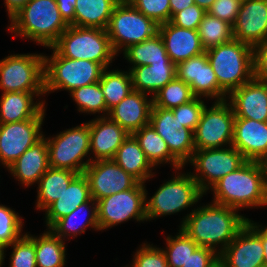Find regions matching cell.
Masks as SVG:
<instances>
[{"instance_id":"obj_4","label":"cell","mask_w":267,"mask_h":267,"mask_svg":"<svg viewBox=\"0 0 267 267\" xmlns=\"http://www.w3.org/2000/svg\"><path fill=\"white\" fill-rule=\"evenodd\" d=\"M219 86L229 95L254 77L253 47L238 40L205 51Z\"/></svg>"},{"instance_id":"obj_41","label":"cell","mask_w":267,"mask_h":267,"mask_svg":"<svg viewBox=\"0 0 267 267\" xmlns=\"http://www.w3.org/2000/svg\"><path fill=\"white\" fill-rule=\"evenodd\" d=\"M23 225L22 217L18 213L5 205H0V245L5 250L23 236Z\"/></svg>"},{"instance_id":"obj_29","label":"cell","mask_w":267,"mask_h":267,"mask_svg":"<svg viewBox=\"0 0 267 267\" xmlns=\"http://www.w3.org/2000/svg\"><path fill=\"white\" fill-rule=\"evenodd\" d=\"M81 213H84L83 217L87 215L83 221L79 219L80 215L82 216ZM83 217L81 218L83 219ZM87 227L94 228L95 231L100 230L98 226L97 202L93 198L79 205L69 215L57 220L49 230L62 240L67 238L69 241V238L85 233Z\"/></svg>"},{"instance_id":"obj_51","label":"cell","mask_w":267,"mask_h":267,"mask_svg":"<svg viewBox=\"0 0 267 267\" xmlns=\"http://www.w3.org/2000/svg\"><path fill=\"white\" fill-rule=\"evenodd\" d=\"M246 225L261 239L264 249V266L267 267V226L247 219Z\"/></svg>"},{"instance_id":"obj_32","label":"cell","mask_w":267,"mask_h":267,"mask_svg":"<svg viewBox=\"0 0 267 267\" xmlns=\"http://www.w3.org/2000/svg\"><path fill=\"white\" fill-rule=\"evenodd\" d=\"M120 0H76L74 26L107 28L113 9Z\"/></svg>"},{"instance_id":"obj_9","label":"cell","mask_w":267,"mask_h":267,"mask_svg":"<svg viewBox=\"0 0 267 267\" xmlns=\"http://www.w3.org/2000/svg\"><path fill=\"white\" fill-rule=\"evenodd\" d=\"M49 165L52 168L65 169L83 174L93 157L90 153L89 122L66 129L55 137L46 138ZM88 158L84 161V158Z\"/></svg>"},{"instance_id":"obj_27","label":"cell","mask_w":267,"mask_h":267,"mask_svg":"<svg viewBox=\"0 0 267 267\" xmlns=\"http://www.w3.org/2000/svg\"><path fill=\"white\" fill-rule=\"evenodd\" d=\"M87 177L79 174L64 190L61 196L51 203L45 211V222L48 230L57 220L69 215L79 205L91 199Z\"/></svg>"},{"instance_id":"obj_15","label":"cell","mask_w":267,"mask_h":267,"mask_svg":"<svg viewBox=\"0 0 267 267\" xmlns=\"http://www.w3.org/2000/svg\"><path fill=\"white\" fill-rule=\"evenodd\" d=\"M149 124L166 141L170 152L185 166L195 147L193 131L179 125L171 109L152 106Z\"/></svg>"},{"instance_id":"obj_33","label":"cell","mask_w":267,"mask_h":267,"mask_svg":"<svg viewBox=\"0 0 267 267\" xmlns=\"http://www.w3.org/2000/svg\"><path fill=\"white\" fill-rule=\"evenodd\" d=\"M79 174L65 169L50 167L39 179L36 208L45 210L57 200Z\"/></svg>"},{"instance_id":"obj_25","label":"cell","mask_w":267,"mask_h":267,"mask_svg":"<svg viewBox=\"0 0 267 267\" xmlns=\"http://www.w3.org/2000/svg\"><path fill=\"white\" fill-rule=\"evenodd\" d=\"M45 92H5L0 99V124L45 117V100L34 102Z\"/></svg>"},{"instance_id":"obj_36","label":"cell","mask_w":267,"mask_h":267,"mask_svg":"<svg viewBox=\"0 0 267 267\" xmlns=\"http://www.w3.org/2000/svg\"><path fill=\"white\" fill-rule=\"evenodd\" d=\"M107 69L109 68L104 69L99 82L107 110L110 111L133 90V85L129 70Z\"/></svg>"},{"instance_id":"obj_56","label":"cell","mask_w":267,"mask_h":267,"mask_svg":"<svg viewBox=\"0 0 267 267\" xmlns=\"http://www.w3.org/2000/svg\"><path fill=\"white\" fill-rule=\"evenodd\" d=\"M5 248L0 245V267H2V264L4 263V258H5Z\"/></svg>"},{"instance_id":"obj_50","label":"cell","mask_w":267,"mask_h":267,"mask_svg":"<svg viewBox=\"0 0 267 267\" xmlns=\"http://www.w3.org/2000/svg\"><path fill=\"white\" fill-rule=\"evenodd\" d=\"M61 17L71 26H74L76 0H56Z\"/></svg>"},{"instance_id":"obj_39","label":"cell","mask_w":267,"mask_h":267,"mask_svg":"<svg viewBox=\"0 0 267 267\" xmlns=\"http://www.w3.org/2000/svg\"><path fill=\"white\" fill-rule=\"evenodd\" d=\"M70 94L76 102L79 112L89 114L103 113L102 117L108 116L109 111L106 107L100 82L74 89Z\"/></svg>"},{"instance_id":"obj_16","label":"cell","mask_w":267,"mask_h":267,"mask_svg":"<svg viewBox=\"0 0 267 267\" xmlns=\"http://www.w3.org/2000/svg\"><path fill=\"white\" fill-rule=\"evenodd\" d=\"M89 182L91 197L98 200L132 189L139 181L113 159L91 162L83 173Z\"/></svg>"},{"instance_id":"obj_5","label":"cell","mask_w":267,"mask_h":267,"mask_svg":"<svg viewBox=\"0 0 267 267\" xmlns=\"http://www.w3.org/2000/svg\"><path fill=\"white\" fill-rule=\"evenodd\" d=\"M51 48L63 57L90 60L104 68H108L114 57L118 56L107 31L101 28L69 25Z\"/></svg>"},{"instance_id":"obj_40","label":"cell","mask_w":267,"mask_h":267,"mask_svg":"<svg viewBox=\"0 0 267 267\" xmlns=\"http://www.w3.org/2000/svg\"><path fill=\"white\" fill-rule=\"evenodd\" d=\"M175 237H166V254L169 267H183L190 255L199 247L183 230L179 229Z\"/></svg>"},{"instance_id":"obj_52","label":"cell","mask_w":267,"mask_h":267,"mask_svg":"<svg viewBox=\"0 0 267 267\" xmlns=\"http://www.w3.org/2000/svg\"><path fill=\"white\" fill-rule=\"evenodd\" d=\"M29 1L30 0H4L9 19L16 15Z\"/></svg>"},{"instance_id":"obj_44","label":"cell","mask_w":267,"mask_h":267,"mask_svg":"<svg viewBox=\"0 0 267 267\" xmlns=\"http://www.w3.org/2000/svg\"><path fill=\"white\" fill-rule=\"evenodd\" d=\"M201 99L202 97H195L190 102L172 109L173 115L177 117L180 126L189 128L193 132L195 131L206 106Z\"/></svg>"},{"instance_id":"obj_20","label":"cell","mask_w":267,"mask_h":267,"mask_svg":"<svg viewBox=\"0 0 267 267\" xmlns=\"http://www.w3.org/2000/svg\"><path fill=\"white\" fill-rule=\"evenodd\" d=\"M228 99L235 117L267 122V82L253 77L246 84L233 90Z\"/></svg>"},{"instance_id":"obj_14","label":"cell","mask_w":267,"mask_h":267,"mask_svg":"<svg viewBox=\"0 0 267 267\" xmlns=\"http://www.w3.org/2000/svg\"><path fill=\"white\" fill-rule=\"evenodd\" d=\"M44 118L0 124V162L7 169L44 134Z\"/></svg>"},{"instance_id":"obj_37","label":"cell","mask_w":267,"mask_h":267,"mask_svg":"<svg viewBox=\"0 0 267 267\" xmlns=\"http://www.w3.org/2000/svg\"><path fill=\"white\" fill-rule=\"evenodd\" d=\"M198 34L205 51L234 39L233 26L207 12L200 22Z\"/></svg>"},{"instance_id":"obj_55","label":"cell","mask_w":267,"mask_h":267,"mask_svg":"<svg viewBox=\"0 0 267 267\" xmlns=\"http://www.w3.org/2000/svg\"><path fill=\"white\" fill-rule=\"evenodd\" d=\"M211 267H227V265L219 257Z\"/></svg>"},{"instance_id":"obj_6","label":"cell","mask_w":267,"mask_h":267,"mask_svg":"<svg viewBox=\"0 0 267 267\" xmlns=\"http://www.w3.org/2000/svg\"><path fill=\"white\" fill-rule=\"evenodd\" d=\"M52 55H44L45 95L57 90L74 89L99 82L104 67L84 59H71L59 55L53 48Z\"/></svg>"},{"instance_id":"obj_42","label":"cell","mask_w":267,"mask_h":267,"mask_svg":"<svg viewBox=\"0 0 267 267\" xmlns=\"http://www.w3.org/2000/svg\"><path fill=\"white\" fill-rule=\"evenodd\" d=\"M8 247H13L9 267H37L35 235L25 233Z\"/></svg>"},{"instance_id":"obj_2","label":"cell","mask_w":267,"mask_h":267,"mask_svg":"<svg viewBox=\"0 0 267 267\" xmlns=\"http://www.w3.org/2000/svg\"><path fill=\"white\" fill-rule=\"evenodd\" d=\"M212 202L237 210L267 205V163L246 161L211 188Z\"/></svg>"},{"instance_id":"obj_1","label":"cell","mask_w":267,"mask_h":267,"mask_svg":"<svg viewBox=\"0 0 267 267\" xmlns=\"http://www.w3.org/2000/svg\"><path fill=\"white\" fill-rule=\"evenodd\" d=\"M191 211L181 221L180 229L199 247L211 248L219 254L234 240L248 219L238 214L240 210L215 202Z\"/></svg>"},{"instance_id":"obj_53","label":"cell","mask_w":267,"mask_h":267,"mask_svg":"<svg viewBox=\"0 0 267 267\" xmlns=\"http://www.w3.org/2000/svg\"><path fill=\"white\" fill-rule=\"evenodd\" d=\"M170 1V10L171 18L183 9L195 4L194 0H169Z\"/></svg>"},{"instance_id":"obj_7","label":"cell","mask_w":267,"mask_h":267,"mask_svg":"<svg viewBox=\"0 0 267 267\" xmlns=\"http://www.w3.org/2000/svg\"><path fill=\"white\" fill-rule=\"evenodd\" d=\"M175 171V177L162 184L148 201L146 190L147 221L181 212L197 204L203 195H206L190 172L182 174L181 171Z\"/></svg>"},{"instance_id":"obj_38","label":"cell","mask_w":267,"mask_h":267,"mask_svg":"<svg viewBox=\"0 0 267 267\" xmlns=\"http://www.w3.org/2000/svg\"><path fill=\"white\" fill-rule=\"evenodd\" d=\"M194 98L190 86L176 76L152 97V106L172 110Z\"/></svg>"},{"instance_id":"obj_45","label":"cell","mask_w":267,"mask_h":267,"mask_svg":"<svg viewBox=\"0 0 267 267\" xmlns=\"http://www.w3.org/2000/svg\"><path fill=\"white\" fill-rule=\"evenodd\" d=\"M133 257L130 267H169L163 249L150 243H143Z\"/></svg>"},{"instance_id":"obj_46","label":"cell","mask_w":267,"mask_h":267,"mask_svg":"<svg viewBox=\"0 0 267 267\" xmlns=\"http://www.w3.org/2000/svg\"><path fill=\"white\" fill-rule=\"evenodd\" d=\"M206 12L196 4H193L180 12H177L170 22L178 27L198 30L200 22Z\"/></svg>"},{"instance_id":"obj_30","label":"cell","mask_w":267,"mask_h":267,"mask_svg":"<svg viewBox=\"0 0 267 267\" xmlns=\"http://www.w3.org/2000/svg\"><path fill=\"white\" fill-rule=\"evenodd\" d=\"M113 160L141 183H145L155 175L152 172L154 167L147 160L145 153L132 134H129L118 148Z\"/></svg>"},{"instance_id":"obj_19","label":"cell","mask_w":267,"mask_h":267,"mask_svg":"<svg viewBox=\"0 0 267 267\" xmlns=\"http://www.w3.org/2000/svg\"><path fill=\"white\" fill-rule=\"evenodd\" d=\"M232 146L247 161L267 163V122L235 117Z\"/></svg>"},{"instance_id":"obj_17","label":"cell","mask_w":267,"mask_h":267,"mask_svg":"<svg viewBox=\"0 0 267 267\" xmlns=\"http://www.w3.org/2000/svg\"><path fill=\"white\" fill-rule=\"evenodd\" d=\"M176 76L190 86L195 97L227 100L228 94L219 86L206 52L179 62L176 65Z\"/></svg>"},{"instance_id":"obj_35","label":"cell","mask_w":267,"mask_h":267,"mask_svg":"<svg viewBox=\"0 0 267 267\" xmlns=\"http://www.w3.org/2000/svg\"><path fill=\"white\" fill-rule=\"evenodd\" d=\"M35 253L37 267H64L66 264L65 242L49 229L35 236Z\"/></svg>"},{"instance_id":"obj_34","label":"cell","mask_w":267,"mask_h":267,"mask_svg":"<svg viewBox=\"0 0 267 267\" xmlns=\"http://www.w3.org/2000/svg\"><path fill=\"white\" fill-rule=\"evenodd\" d=\"M123 55L132 65L130 69L151 63L172 62L159 33L141 43L130 45L123 51Z\"/></svg>"},{"instance_id":"obj_43","label":"cell","mask_w":267,"mask_h":267,"mask_svg":"<svg viewBox=\"0 0 267 267\" xmlns=\"http://www.w3.org/2000/svg\"><path fill=\"white\" fill-rule=\"evenodd\" d=\"M146 17L161 25L171 20L169 0H128Z\"/></svg>"},{"instance_id":"obj_22","label":"cell","mask_w":267,"mask_h":267,"mask_svg":"<svg viewBox=\"0 0 267 267\" xmlns=\"http://www.w3.org/2000/svg\"><path fill=\"white\" fill-rule=\"evenodd\" d=\"M90 126V151L98 160L113 159L118 148L129 136V133L118 123L107 117H98L89 121Z\"/></svg>"},{"instance_id":"obj_54","label":"cell","mask_w":267,"mask_h":267,"mask_svg":"<svg viewBox=\"0 0 267 267\" xmlns=\"http://www.w3.org/2000/svg\"><path fill=\"white\" fill-rule=\"evenodd\" d=\"M215 0H194V3L207 12Z\"/></svg>"},{"instance_id":"obj_23","label":"cell","mask_w":267,"mask_h":267,"mask_svg":"<svg viewBox=\"0 0 267 267\" xmlns=\"http://www.w3.org/2000/svg\"><path fill=\"white\" fill-rule=\"evenodd\" d=\"M152 105V97L150 99L147 94L132 90L109 111L108 117L132 134L149 125Z\"/></svg>"},{"instance_id":"obj_48","label":"cell","mask_w":267,"mask_h":267,"mask_svg":"<svg viewBox=\"0 0 267 267\" xmlns=\"http://www.w3.org/2000/svg\"><path fill=\"white\" fill-rule=\"evenodd\" d=\"M253 68L254 78L267 82V39L253 48Z\"/></svg>"},{"instance_id":"obj_18","label":"cell","mask_w":267,"mask_h":267,"mask_svg":"<svg viewBox=\"0 0 267 267\" xmlns=\"http://www.w3.org/2000/svg\"><path fill=\"white\" fill-rule=\"evenodd\" d=\"M233 37L253 48L267 39V0H242Z\"/></svg>"},{"instance_id":"obj_10","label":"cell","mask_w":267,"mask_h":267,"mask_svg":"<svg viewBox=\"0 0 267 267\" xmlns=\"http://www.w3.org/2000/svg\"><path fill=\"white\" fill-rule=\"evenodd\" d=\"M0 90L45 92L44 55L11 54L0 60Z\"/></svg>"},{"instance_id":"obj_3","label":"cell","mask_w":267,"mask_h":267,"mask_svg":"<svg viewBox=\"0 0 267 267\" xmlns=\"http://www.w3.org/2000/svg\"><path fill=\"white\" fill-rule=\"evenodd\" d=\"M9 21L8 30L16 36L51 47L68 28L56 0H30Z\"/></svg>"},{"instance_id":"obj_24","label":"cell","mask_w":267,"mask_h":267,"mask_svg":"<svg viewBox=\"0 0 267 267\" xmlns=\"http://www.w3.org/2000/svg\"><path fill=\"white\" fill-rule=\"evenodd\" d=\"M158 33L170 60L176 65L205 52L198 30L181 28L169 21L158 26Z\"/></svg>"},{"instance_id":"obj_47","label":"cell","mask_w":267,"mask_h":267,"mask_svg":"<svg viewBox=\"0 0 267 267\" xmlns=\"http://www.w3.org/2000/svg\"><path fill=\"white\" fill-rule=\"evenodd\" d=\"M241 2L242 0H215L207 13L233 26L236 22Z\"/></svg>"},{"instance_id":"obj_11","label":"cell","mask_w":267,"mask_h":267,"mask_svg":"<svg viewBox=\"0 0 267 267\" xmlns=\"http://www.w3.org/2000/svg\"><path fill=\"white\" fill-rule=\"evenodd\" d=\"M145 183L138 182L132 189L114 193L97 201L100 231L117 226L130 219L137 222L146 218Z\"/></svg>"},{"instance_id":"obj_31","label":"cell","mask_w":267,"mask_h":267,"mask_svg":"<svg viewBox=\"0 0 267 267\" xmlns=\"http://www.w3.org/2000/svg\"><path fill=\"white\" fill-rule=\"evenodd\" d=\"M153 167L169 163L174 170L185 167L171 152L166 141L149 124L132 133Z\"/></svg>"},{"instance_id":"obj_8","label":"cell","mask_w":267,"mask_h":267,"mask_svg":"<svg viewBox=\"0 0 267 267\" xmlns=\"http://www.w3.org/2000/svg\"><path fill=\"white\" fill-rule=\"evenodd\" d=\"M158 26L128 0H120L113 9L106 31L118 55L119 51H124L130 45L153 37L158 33Z\"/></svg>"},{"instance_id":"obj_21","label":"cell","mask_w":267,"mask_h":267,"mask_svg":"<svg viewBox=\"0 0 267 267\" xmlns=\"http://www.w3.org/2000/svg\"><path fill=\"white\" fill-rule=\"evenodd\" d=\"M263 252L261 239L245 225L219 257L227 267H263Z\"/></svg>"},{"instance_id":"obj_28","label":"cell","mask_w":267,"mask_h":267,"mask_svg":"<svg viewBox=\"0 0 267 267\" xmlns=\"http://www.w3.org/2000/svg\"><path fill=\"white\" fill-rule=\"evenodd\" d=\"M133 90L152 97L176 77V64L173 62H157L150 65L129 69Z\"/></svg>"},{"instance_id":"obj_49","label":"cell","mask_w":267,"mask_h":267,"mask_svg":"<svg viewBox=\"0 0 267 267\" xmlns=\"http://www.w3.org/2000/svg\"><path fill=\"white\" fill-rule=\"evenodd\" d=\"M219 258V253L211 248L198 247L183 267H211Z\"/></svg>"},{"instance_id":"obj_26","label":"cell","mask_w":267,"mask_h":267,"mask_svg":"<svg viewBox=\"0 0 267 267\" xmlns=\"http://www.w3.org/2000/svg\"><path fill=\"white\" fill-rule=\"evenodd\" d=\"M50 168L46 137L27 149L7 170L23 186L38 183L42 175Z\"/></svg>"},{"instance_id":"obj_12","label":"cell","mask_w":267,"mask_h":267,"mask_svg":"<svg viewBox=\"0 0 267 267\" xmlns=\"http://www.w3.org/2000/svg\"><path fill=\"white\" fill-rule=\"evenodd\" d=\"M228 101H214L210 108L205 106L193 132L195 150L232 145L235 116Z\"/></svg>"},{"instance_id":"obj_13","label":"cell","mask_w":267,"mask_h":267,"mask_svg":"<svg viewBox=\"0 0 267 267\" xmlns=\"http://www.w3.org/2000/svg\"><path fill=\"white\" fill-rule=\"evenodd\" d=\"M247 160L232 145L226 148L195 150L187 163L194 166L191 176L200 189L206 192L222 177L237 170Z\"/></svg>"}]
</instances>
